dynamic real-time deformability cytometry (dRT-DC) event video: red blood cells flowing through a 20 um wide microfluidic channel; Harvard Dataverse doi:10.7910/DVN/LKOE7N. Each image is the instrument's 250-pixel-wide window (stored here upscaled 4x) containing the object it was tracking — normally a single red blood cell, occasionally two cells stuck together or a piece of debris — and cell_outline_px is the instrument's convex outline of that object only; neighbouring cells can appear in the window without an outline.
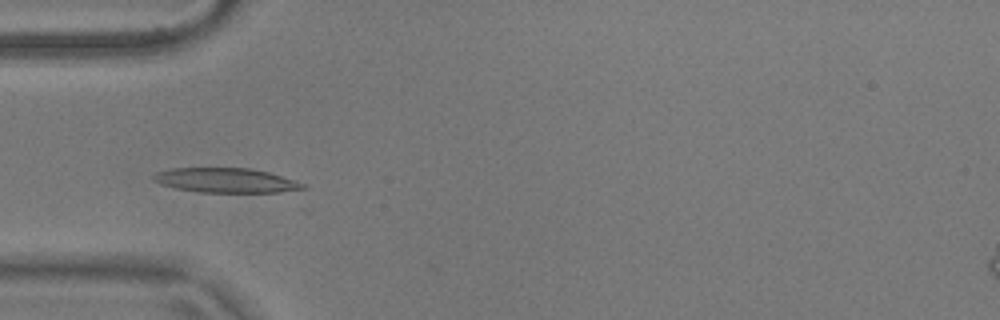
{"species": "common noctule bat (a hibernating species)", "species_latin": "Nyctalus noctula", "temperature_condition": "warm", "stored_images_in_passage": 38, "camera_frame_rate_fps": 3000, "um_per_image_px": 0.085, "animal": {"sex": "male", "body_mass_g": 17.9}, "frame": {"image": 1, "passage_image": 16, "time_ms": 5.0, "image_size_px": [1000, 320], "cell_outline_px": [[308, 188], [300, 192], [196, 192], [176, 188], [160, 184], [152, 180], [152, 176], [156, 172], [172, 168], [248, 168], [268, 172], [304, 184]], "centroid_in_image_um": [19.22, 15.34], "position_along_channel_um": 65.8, "area_um2": 21.56}}
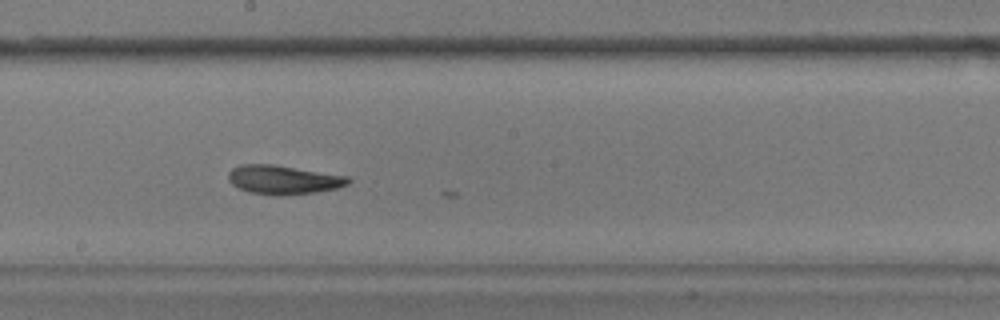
{"frame": {"image": 2, "passage_image": 29, "time_ms": 9.333, "image_size_px": [1000, 320], "cell_outline_px": [[352, 180], [348, 184], [336, 188], [316, 192], [280, 196], [272, 196], [248, 192], [232, 184], [228, 180], [228, 172], [232, 168], [240, 164], [272, 164], [348, 176]], "centroid_in_image_um": [24.06, 15.28], "position_along_channel_um": 224.1, "area_um2": 20.35}}
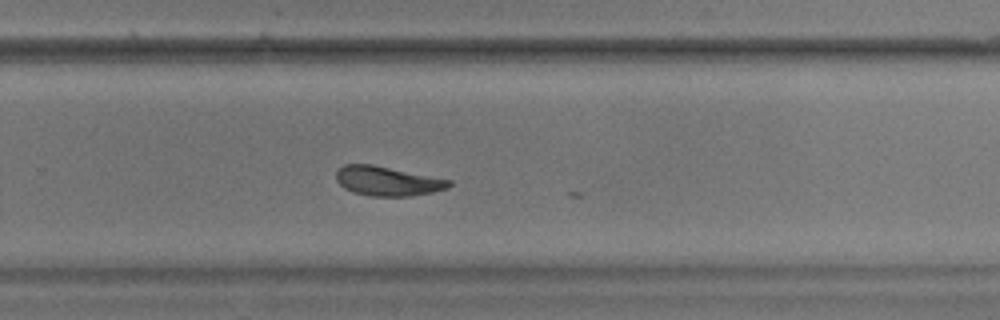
{"frame": {"image": 3, "passage_image": 35, "time_ms": 11.333, "image_size_px": [1000, 320], "cell_outline_px": [[452, 184], [448, 188], [432, 192], [408, 196], [372, 196], [352, 192], [344, 188], [336, 180], [336, 172], [344, 164], [372, 164], [452, 180]], "centroid_in_image_um": [32.93, 15.39], "position_along_channel_um": 296.9, "area_um2": 19.31}}